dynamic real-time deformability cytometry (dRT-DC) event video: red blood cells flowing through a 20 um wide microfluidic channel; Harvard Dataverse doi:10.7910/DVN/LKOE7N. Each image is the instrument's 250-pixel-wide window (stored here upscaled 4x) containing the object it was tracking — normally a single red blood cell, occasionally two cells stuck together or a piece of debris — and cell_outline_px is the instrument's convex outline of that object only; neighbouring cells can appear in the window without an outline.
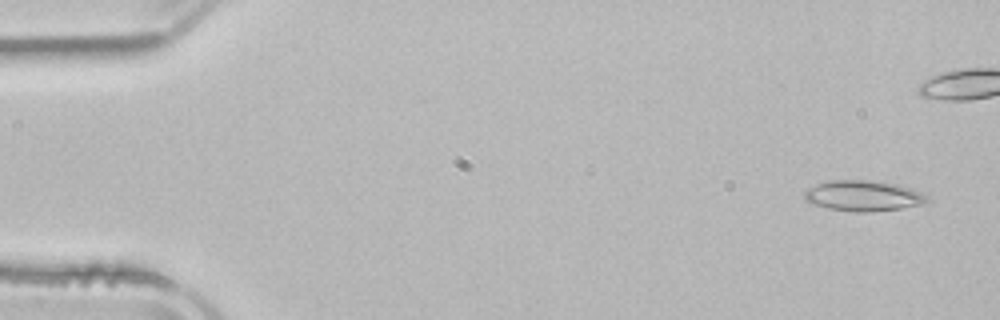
{"species": "common noctule bat (a hibernating species)", "species_latin": "Nyctalus noctula", "temperature_condition": "room temperature", "stored_images_in_passage": 5, "camera_frame_rate_fps": 3000, "um_per_image_px": 0.085, "animal": {"sex": "male", "body_mass_g": 21.5, "forearm_length_mm": 52.0}, "frame": {"image": 1, "passage_image": 1, "time_ms": 0.0, "image_size_px": [1000, 320], "cell_outline_px": [[928, 200], [920, 204], [900, 208], [872, 212], [856, 212], [828, 208], [804, 200], [804, 192], [808, 188], [816, 184], [828, 180], [868, 180], [896, 184], [912, 188], [928, 196]], "centroid_in_image_um": [73.35, 16.63], "position_along_channel_um": 11.6, "area_um2": 21.73}}
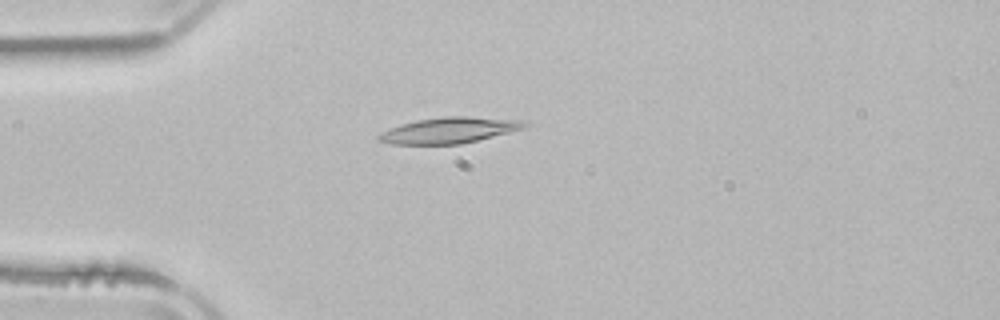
{"frame": {"image": 2, "passage_image": 5, "time_ms": 5.333, "image_size_px": [1000, 320], "cell_outline_px": [[528, 124], [520, 128], [508, 132], [460, 144], [392, 144], [376, 140], [376, 136], [400, 124], [416, 120], [444, 116], [468, 116], [524, 120]], "centroid_in_image_um": [38.14, 11.06], "position_along_channel_um": 46.9, "area_um2": 21.68}}